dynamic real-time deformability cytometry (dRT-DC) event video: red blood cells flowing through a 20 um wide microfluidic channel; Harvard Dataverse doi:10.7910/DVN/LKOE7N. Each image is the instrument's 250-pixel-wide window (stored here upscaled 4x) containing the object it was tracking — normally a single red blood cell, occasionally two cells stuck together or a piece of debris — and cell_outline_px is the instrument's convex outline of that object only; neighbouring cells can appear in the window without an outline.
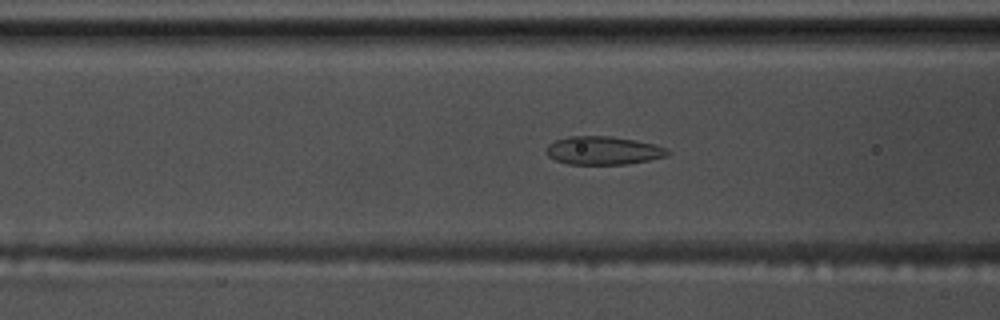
{"species": "common noctule bat (a hibernating species)", "species_latin": "Nyctalus noctula", "temperature_condition": "warm", "stored_images_in_passage": 34, "camera_frame_rate_fps": 3000, "um_per_image_px": 0.085, "animal": {"sex": "male", "body_mass_g": 17.5, "forearm_length_mm": 52.3}, "frame": {"image": 1, "passage_image": 12, "time_ms": 3.667, "image_size_px": [1000, 320], "cell_outline_px": [[672, 152], [668, 156], [628, 164], [568, 164], [556, 160], [548, 156], [548, 144], [556, 140], [568, 136], [612, 136], [636, 140], [656, 144]], "centroid_in_image_um": [51.32, 12.79], "position_along_channel_um": 115.3, "area_um2": 20.0}}
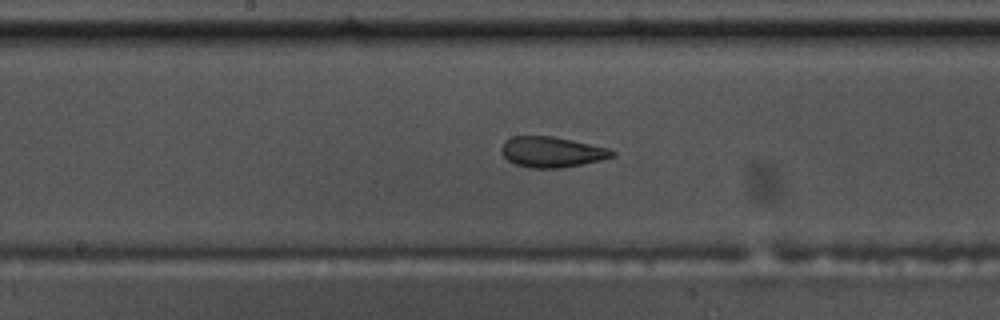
{"frame": {"image": 2, "passage_image": 19, "time_ms": 6.0, "image_size_px": [1000, 320], "cell_outline_px": [[616, 156], [600, 160], [560, 168], [532, 168], [516, 164], [508, 160], [504, 156], [500, 148], [504, 140], [512, 136], [552, 136], [572, 140], [608, 148], [616, 152]], "centroid_in_image_um": [46.89, 12.91], "position_along_channel_um": 201.3, "area_um2": 19.65}}
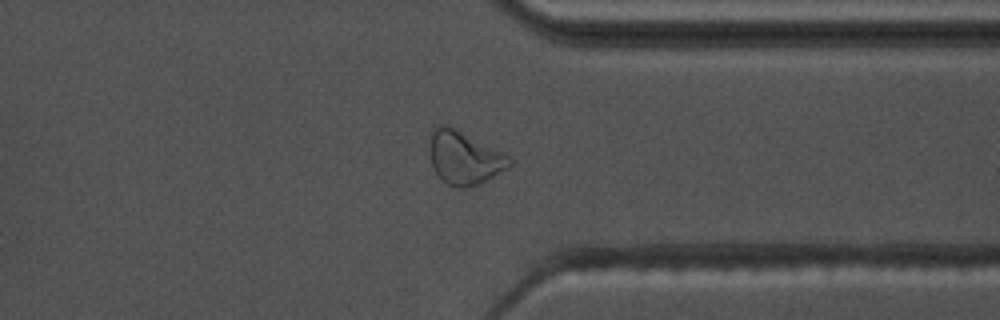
{"frame": {"image": 3, "passage_image": 33, "time_ms": 10.667, "image_size_px": [1000, 320], "cell_outline_px": [[512, 164], [508, 168], [476, 184], [464, 188], [456, 188], [448, 184], [436, 172], [432, 164], [428, 152], [428, 144], [432, 132], [440, 124], [444, 124], [508, 156], [512, 160]], "centroid_in_image_um": [39.41, 13.43], "position_along_channel_um": 372.0, "area_um2": 23.81}}